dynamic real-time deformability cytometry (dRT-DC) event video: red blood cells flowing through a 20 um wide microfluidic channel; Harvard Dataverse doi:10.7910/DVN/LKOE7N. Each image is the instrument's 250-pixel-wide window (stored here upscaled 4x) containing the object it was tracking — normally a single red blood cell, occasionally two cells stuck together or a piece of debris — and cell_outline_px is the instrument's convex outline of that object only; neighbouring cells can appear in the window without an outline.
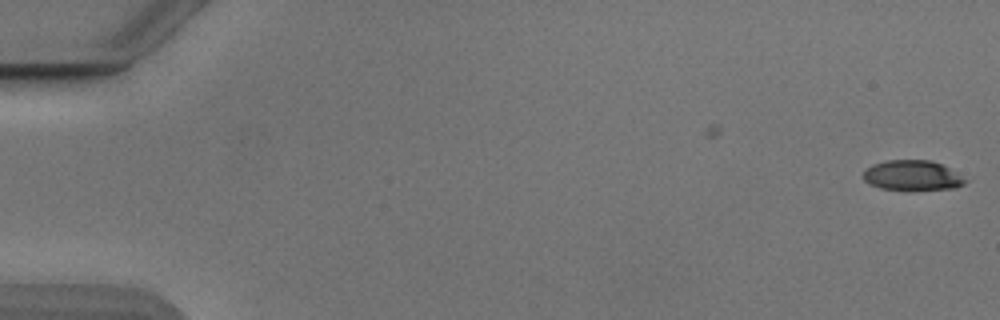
{"species": "Egyptian fruit bat (a non-hibernating species)", "species_latin": "Rousettus aegyptiacus", "temperature_condition": "cold", "stored_images_in_passage": 5, "camera_frame_rate_fps": 3000, "um_per_image_px": 0.085, "animal": {"sex": "male"}, "frame": {"image": 1, "passage_image": 5, "time_ms": 1.333, "image_size_px": [1000, 320], "cell_outline_px": [[968, 180], [964, 184], [956, 188], [908, 192], [880, 188], [868, 184], [864, 180], [864, 172], [872, 164], [888, 160], [928, 160], [940, 164], [948, 168]], "centroid_in_image_um": [77.54, 14.96], "position_along_channel_um": 7.5, "area_um2": 18.26}}